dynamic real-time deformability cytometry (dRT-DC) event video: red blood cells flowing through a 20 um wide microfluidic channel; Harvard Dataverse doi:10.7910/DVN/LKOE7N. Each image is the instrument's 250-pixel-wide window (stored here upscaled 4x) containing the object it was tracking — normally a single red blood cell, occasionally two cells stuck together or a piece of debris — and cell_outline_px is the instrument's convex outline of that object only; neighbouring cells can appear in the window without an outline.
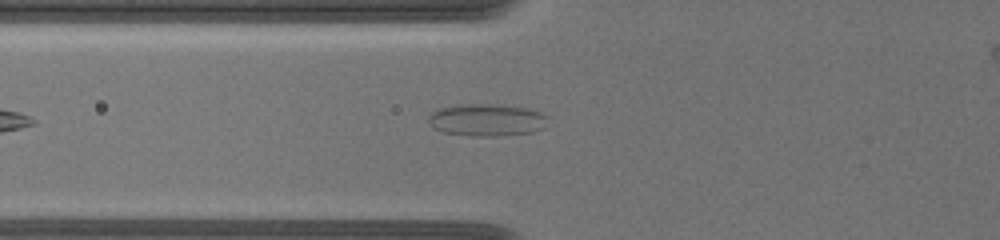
{"species": "common noctule bat (a hibernating species)", "species_latin": "Nyctalus noctula", "temperature_condition": "warm", "stored_images_in_passage": 57, "camera_frame_rate_fps": 3000, "um_per_image_px": 0.085, "animal": {"sex": "female", "body_mass_g": 19.5, "forearm_length_mm": 54.1}, "frame": {"image": 1, "passage_image": 4, "time_ms": 1.667, "image_size_px": [1000, 240], "cell_outline_px": [[548, 116], [544, 128], [532, 132], [496, 136], [472, 136], [444, 132], [432, 128], [428, 124], [428, 116], [436, 108], [460, 104], [500, 104], [528, 108], [540, 112]], "centroid_in_image_um": [41.34, 10.18], "position_along_channel_um": 84.5, "area_um2": 22.77}}
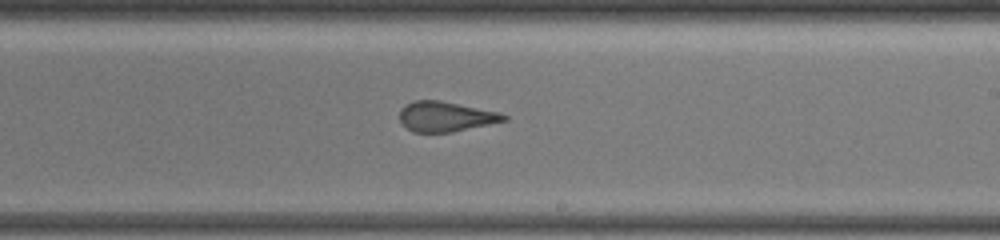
{"frame": {"image": 2, "passage_image": 25, "time_ms": 6.333, "image_size_px": [1000, 240], "cell_outline_px": [[508, 120], [452, 132], [412, 132], [400, 120], [400, 108], [416, 100], [440, 100], [500, 112], [508, 116]], "centroid_in_image_um": [37.91, 9.9], "position_along_channel_um": 251.1, "area_um2": 18.15}}
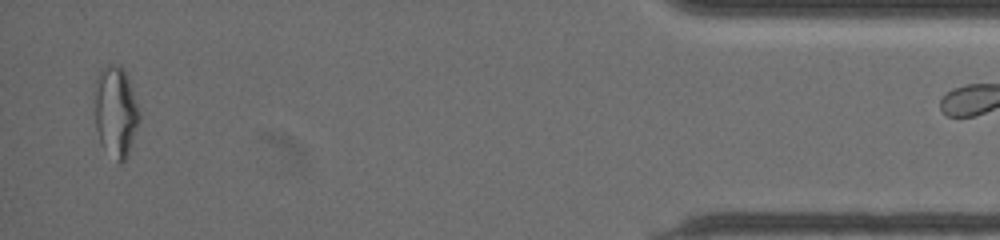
{"frame": {"image": 3, "passage_image": 56, "time_ms": 13.0, "image_size_px": [1000, 240], "cell_outline_px": [[140, 120], [128, 152], [124, 160], [120, 164], [100, 144], [96, 128], [96, 80], [100, 72], [108, 64], [112, 64], [124, 68], [140, 112]], "centroid_in_image_um": [9.85, 9.5], "position_along_channel_um": 425.4, "area_um2": 23.06}}